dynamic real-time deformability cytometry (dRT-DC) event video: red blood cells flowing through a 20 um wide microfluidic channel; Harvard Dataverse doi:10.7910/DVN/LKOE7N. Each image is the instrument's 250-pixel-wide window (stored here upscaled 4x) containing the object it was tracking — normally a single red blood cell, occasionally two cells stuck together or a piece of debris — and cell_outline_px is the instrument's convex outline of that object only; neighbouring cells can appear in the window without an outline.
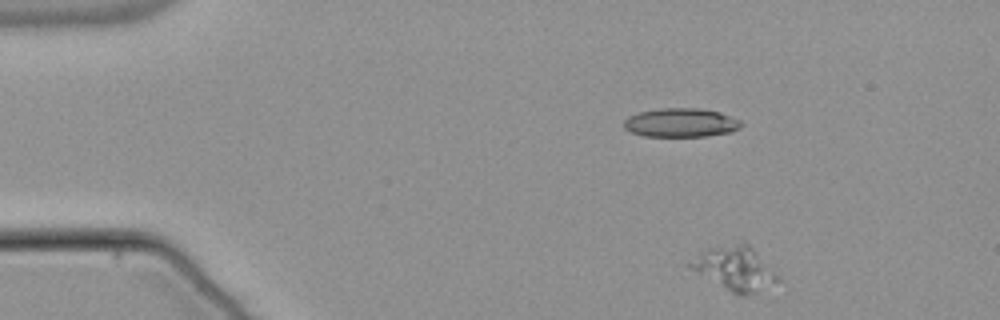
{"species": "common noctule bat (a hibernating species)", "species_latin": "Nyctalus noctula", "temperature_condition": "warm", "stored_images_in_passage": 49, "camera_frame_rate_fps": 3000, "um_per_image_px": 0.085, "animal": {"sex": "male", "body_mass_g": 21.5, "forearm_length_mm": 52.0}, "frame": {"image": 1, "passage_image": 1, "time_ms": 0.0, "image_size_px": [1000, 320], "cell_outline_px": [[780, 280], [744, 296], [736, 296], [696, 272], [688, 264], [688, 260], [700, 252], [712, 248], [740, 240], [744, 240], [756, 252]], "centroid_in_image_um": [62.4, 22.79], "position_along_channel_um": 22.6, "area_um2": 21.96}}
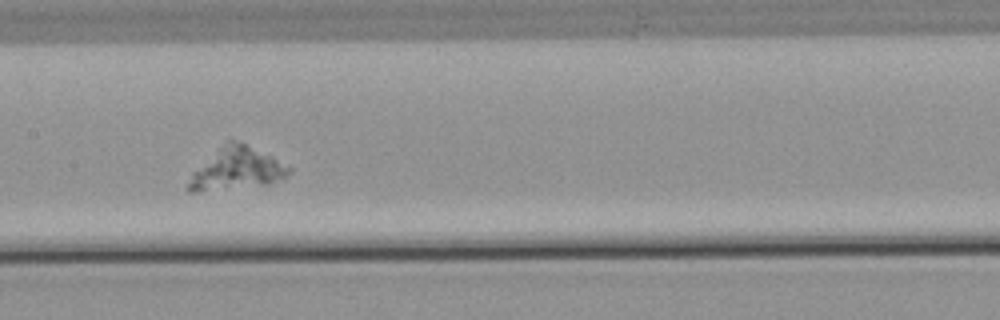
{"frame": {"image": 2, "passage_image": 22, "time_ms": 7.0, "image_size_px": [1000, 320], "cell_outline_px": [[292, 172], [268, 184], [200, 192], [188, 192], [188, 184], [192, 172], [216, 148], [228, 140], [236, 140], [272, 156], [292, 168]], "centroid_in_image_um": [20.07, 14.34], "position_along_channel_um": 187.3, "area_um2": 24.51}}
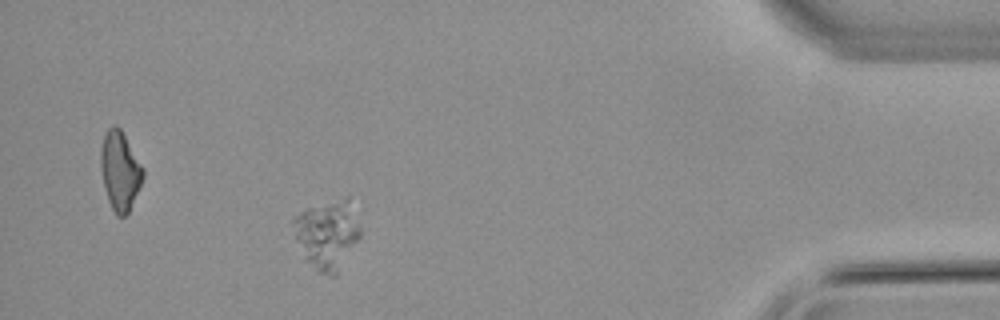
{"frame": {"image": 3, "passage_image": 44, "time_ms": 14.333, "image_size_px": [1000, 320], "cell_outline_px": [[360, 236], [336, 276], [332, 276], [316, 272], [308, 260], [296, 236], [292, 220], [300, 212], [308, 208], [348, 196], [360, 228]], "centroid_in_image_um": [27.85, 19.93], "position_along_channel_um": 407.3, "area_um2": 26.13}}